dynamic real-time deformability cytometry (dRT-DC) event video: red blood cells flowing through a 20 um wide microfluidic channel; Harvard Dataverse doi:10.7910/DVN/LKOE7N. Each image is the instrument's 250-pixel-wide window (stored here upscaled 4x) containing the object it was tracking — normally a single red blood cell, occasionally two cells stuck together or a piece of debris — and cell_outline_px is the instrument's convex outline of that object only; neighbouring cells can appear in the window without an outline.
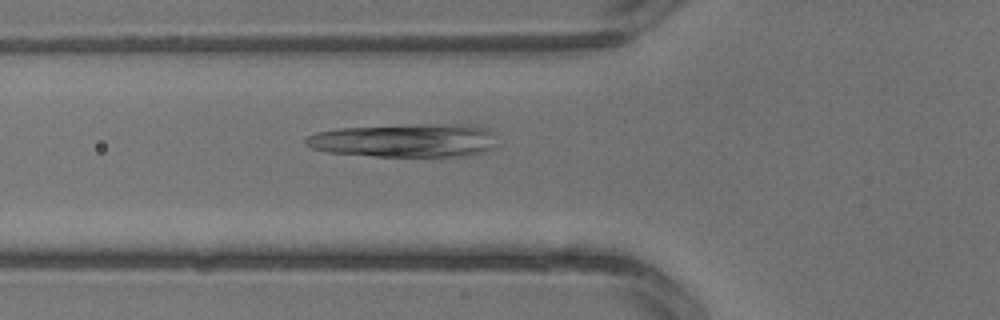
{"species": "common noctule bat (a hibernating species)", "species_latin": "Nyctalus noctula", "temperature_condition": "warm", "stored_images_in_passage": 3, "camera_frame_rate_fps": 3000, "um_per_image_px": 0.085, "animal": {"sex": "male", "body_mass_g": 13.3}, "frame": {"image": 1, "passage_image": 3, "time_ms": 0.667, "image_size_px": [1000, 320], "cell_outline_px": [[496, 148], [488, 152], [468, 156], [440, 160], [376, 156], [328, 152], [312, 148], [304, 144], [304, 140], [308, 136], [316, 132], [336, 128], [412, 124], [468, 124], [484, 128], [492, 132]], "centroid_in_image_um": [34.51, 11.98], "position_along_channel_um": 91.3, "area_um2": 39.13}}